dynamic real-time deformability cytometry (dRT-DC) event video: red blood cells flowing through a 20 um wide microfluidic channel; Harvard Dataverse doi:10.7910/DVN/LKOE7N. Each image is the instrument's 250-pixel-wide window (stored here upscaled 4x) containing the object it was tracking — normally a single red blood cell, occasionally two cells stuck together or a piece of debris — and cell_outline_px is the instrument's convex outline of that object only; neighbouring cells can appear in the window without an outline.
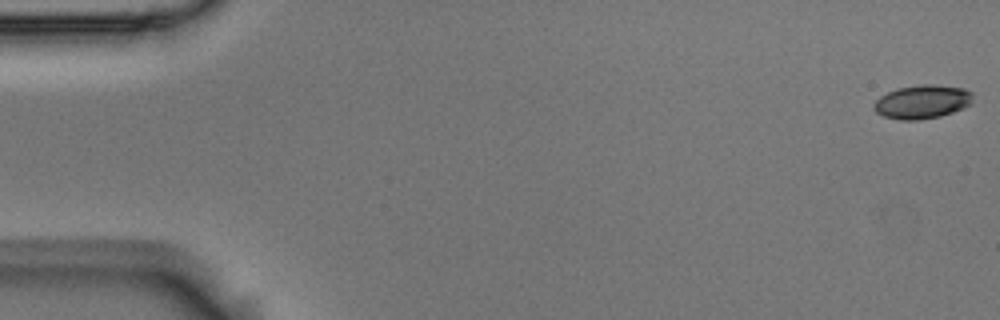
{"species": "Egyptian fruit bat (a non-hibernating species)", "species_latin": "Rousettus aegyptiacus", "temperature_condition": "room temperature", "stored_images_in_passage": 55, "camera_frame_rate_fps": 3000, "um_per_image_px": 0.085, "animal": {"sex": "male"}, "frame": {"image": 1, "passage_image": 1, "time_ms": 0.0, "image_size_px": [1000, 320], "cell_outline_px": [[972, 96], [968, 104], [964, 108], [940, 116], [916, 120], [900, 120], [884, 116], [876, 112], [872, 108], [872, 104], [880, 96], [896, 88], [924, 84], [932, 84], [964, 88], [972, 92]], "centroid_in_image_um": [78.35, 8.65], "position_along_channel_um": 6.7, "area_um2": 19.36}}
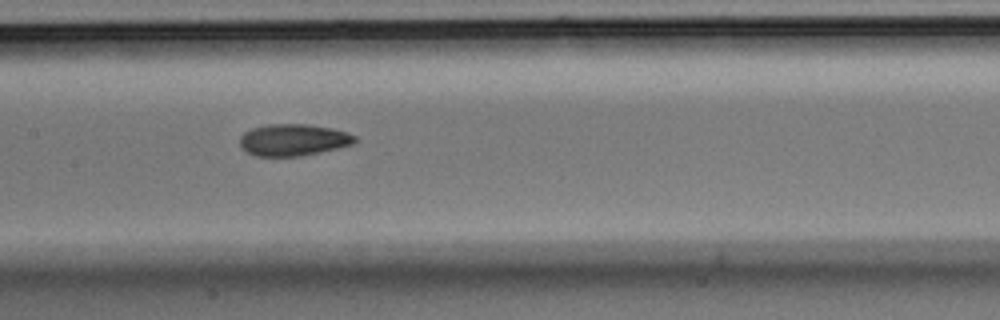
{"frame": {"image": 2, "passage_image": 27, "time_ms": 8.667, "image_size_px": [1000, 320], "cell_outline_px": [[356, 140], [352, 144], [340, 148], [300, 156], [256, 156], [248, 152], [240, 144], [240, 136], [244, 132], [252, 128], [268, 124], [308, 124], [332, 128], [348, 132], [356, 136]], "centroid_in_image_um": [24.96, 11.88], "position_along_channel_um": 182.4, "area_um2": 21.33}}
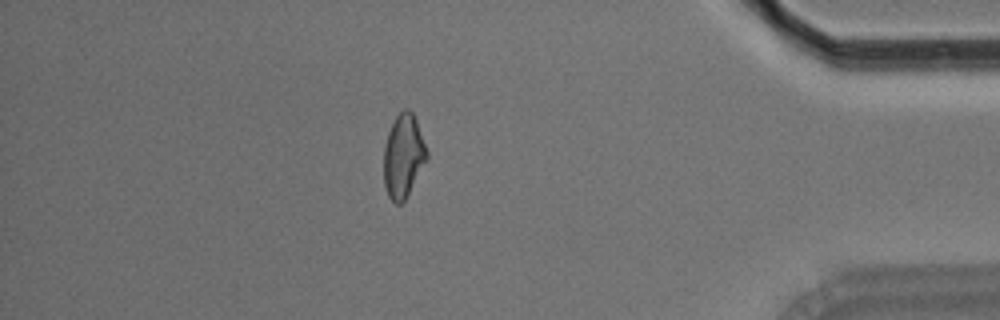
{"frame": {"image": 3, "passage_image": 48, "time_ms": 15.667, "image_size_px": [1000, 320], "cell_outline_px": [[428, 156], [404, 200], [400, 204], [396, 204], [388, 196], [384, 184], [384, 148], [388, 132], [396, 116], [404, 108], [408, 108], [412, 112], [416, 120], [428, 152]], "centroid_in_image_um": [34.27, 13.24], "position_along_channel_um": 400.9, "area_um2": 20.52}, "authors_computed_cell_mechanics": {"area_um2": 20.9814, "velocity_mm_per_s": 3.6765, "shape_relaxation_time_tau1_ms": 4.3663, "shape_relaxation_time_tau2_ms": 1.9841, "deformation_change_tau1": 0.115, "deformation_change_tau2": 0.0703}}